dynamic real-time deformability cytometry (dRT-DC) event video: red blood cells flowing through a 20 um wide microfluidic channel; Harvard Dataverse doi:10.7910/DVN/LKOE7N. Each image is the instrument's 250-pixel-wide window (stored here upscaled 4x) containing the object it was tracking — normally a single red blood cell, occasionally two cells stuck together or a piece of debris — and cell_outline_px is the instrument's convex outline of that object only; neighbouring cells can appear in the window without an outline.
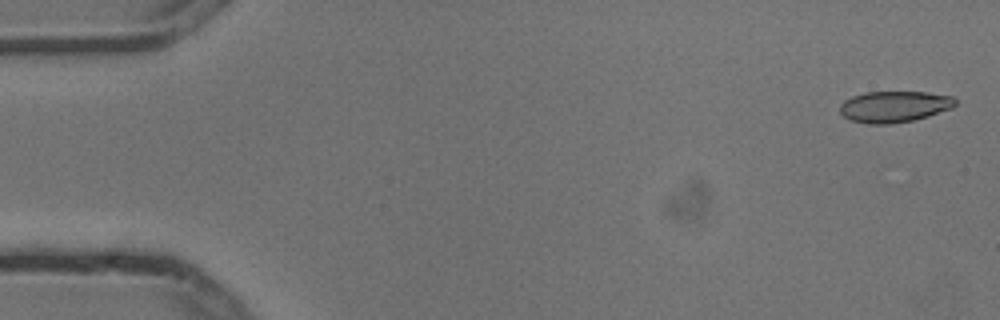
{"species": "common noctule bat (a hibernating species)", "species_latin": "Nyctalus noctula", "temperature_condition": "cold", "stored_images_in_passage": 5, "camera_frame_rate_fps": 3000, "um_per_image_px": 0.085, "animal": {"sex": "male", "body_mass_g": 13.3}, "frame": {"image": 1, "passage_image": 1, "time_ms": 0.0, "image_size_px": [1000, 320], "cell_outline_px": [[956, 104], [952, 108], [928, 116], [912, 120], [892, 124], [868, 124], [852, 120], [844, 116], [840, 112], [840, 104], [844, 100], [852, 96], [864, 92], [928, 92], [952, 96], [956, 100]], "centroid_in_image_um": [76.01, 9.06], "position_along_channel_um": 9.0, "area_um2": 21.04}}
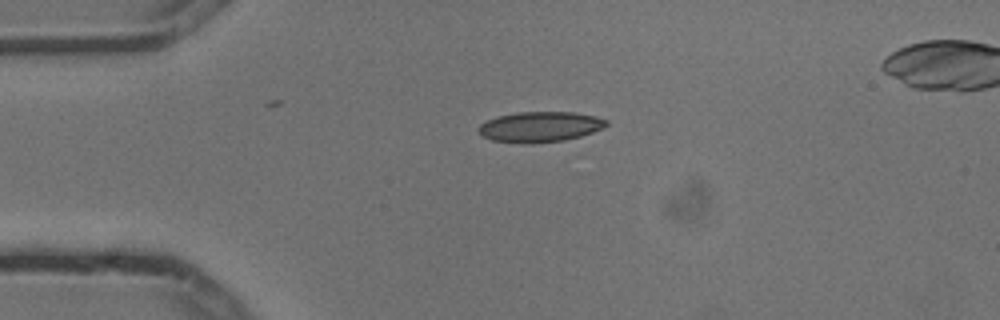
{"frame": {"image": 2, "passage_image": 4, "time_ms": 1.0, "image_size_px": [1000, 320], "cell_outline_px": [[608, 124], [592, 132], [580, 136], [564, 140], [532, 144], [524, 144], [492, 140], [484, 136], [476, 128], [480, 124], [496, 116], [516, 112], [572, 112], [596, 116], [608, 120]], "centroid_in_image_um": [45.87, 10.78], "position_along_channel_um": 39.1, "area_um2": 22.66}}